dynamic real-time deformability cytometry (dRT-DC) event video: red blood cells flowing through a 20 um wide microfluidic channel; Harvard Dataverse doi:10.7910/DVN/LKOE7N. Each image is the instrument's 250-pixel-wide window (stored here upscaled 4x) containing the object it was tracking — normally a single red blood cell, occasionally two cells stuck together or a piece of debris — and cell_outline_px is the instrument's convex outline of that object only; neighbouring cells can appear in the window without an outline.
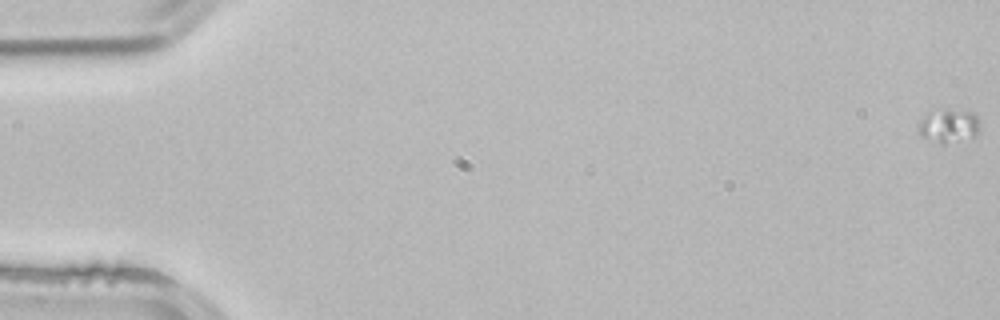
{"species": "common noctule bat (a hibernating species)", "species_latin": "Nyctalus noctula", "temperature_condition": "room temperature", "stored_images_in_passage": 37, "camera_frame_rate_fps": 3000, "um_per_image_px": 0.085, "animal": {"sex": "male", "body_mass_g": 21.5, "forearm_length_mm": 52.0}, "frame": {"image": 1, "passage_image": 1, "time_ms": 0.0, "image_size_px": [1000, 320], "cell_outline_px": [[980, 124], [976, 136], [944, 144], [940, 144], [920, 136], [916, 128], [920, 120], [924, 116], [944, 108], [972, 112], [980, 120]], "centroid_in_image_um": [80.63, 10.7], "position_along_channel_um": 4.4, "area_um2": 12.2}}